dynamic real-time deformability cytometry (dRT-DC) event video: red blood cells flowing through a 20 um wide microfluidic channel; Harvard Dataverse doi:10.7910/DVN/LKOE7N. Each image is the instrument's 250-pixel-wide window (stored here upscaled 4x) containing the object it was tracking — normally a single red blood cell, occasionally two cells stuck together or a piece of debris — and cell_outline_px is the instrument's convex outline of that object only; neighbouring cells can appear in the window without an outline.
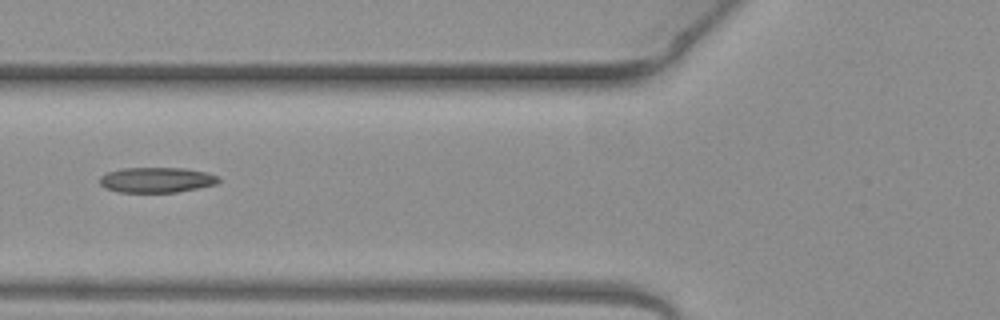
{"species": "common noctule bat (a hibernating species)", "species_latin": "Nyctalus noctula", "temperature_condition": "warm", "stored_images_in_passage": 4, "camera_frame_rate_fps": 3000, "um_per_image_px": 0.085, "animal": {"sex": "female", "body_mass_g": 19.3, "forearm_length_mm": 54.1}, "frame": {"image": 1, "passage_image": 3, "time_ms": 0.667, "image_size_px": [1000, 320], "cell_outline_px": [[220, 180], [216, 184], [176, 192], [120, 192], [104, 188], [100, 184], [100, 176], [108, 172], [120, 168], [184, 168], [208, 172], [220, 176]], "centroid_in_image_um": [13.32, 15.28], "position_along_channel_um": 112.5, "area_um2": 17.57}}
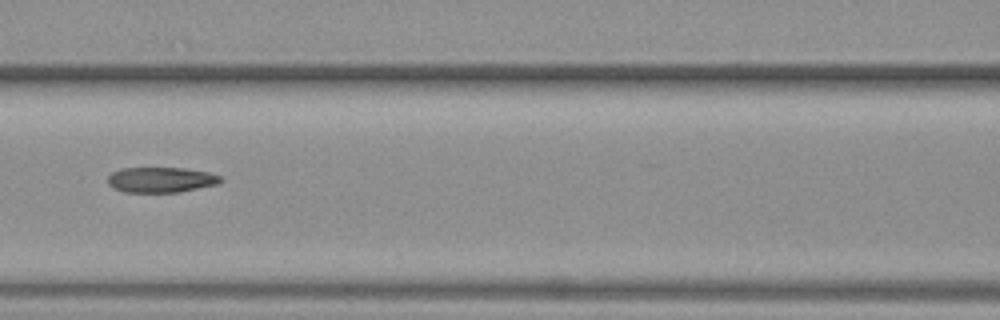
{"frame": {"image": 2, "passage_image": 4, "time_ms": 1.0, "image_size_px": [1000, 320], "cell_outline_px": [[224, 180], [216, 184], [180, 192], [124, 192], [108, 184], [108, 176], [112, 172], [120, 168], [184, 168], [208, 172], [220, 176]], "centroid_in_image_um": [13.68, 15.27], "position_along_channel_um": 152.9, "area_um2": 16.59}}